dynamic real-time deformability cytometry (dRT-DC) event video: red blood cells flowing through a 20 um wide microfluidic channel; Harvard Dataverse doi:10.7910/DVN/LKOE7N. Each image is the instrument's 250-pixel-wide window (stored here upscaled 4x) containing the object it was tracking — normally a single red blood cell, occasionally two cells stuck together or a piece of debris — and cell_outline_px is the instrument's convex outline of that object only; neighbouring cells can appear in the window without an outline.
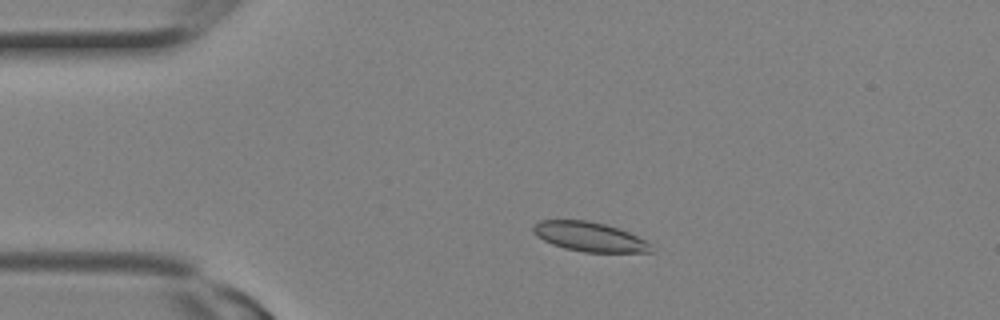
{"species": "Egyptian fruit bat (a non-hibernating species)", "species_latin": "Rousettus aegyptiacus", "temperature_condition": "room temperature", "stored_images_in_passage": 1, "camera_frame_rate_fps": 3000, "um_per_image_px": 0.085, "animal": {"sex": "female"}, "frame": {"image": 1, "passage_image": 1, "time_ms": 0.0, "image_size_px": [1000, 320], "cell_outline_px": [[656, 252], [584, 252], [564, 248], [552, 244], [536, 236], [532, 232], [532, 228], [540, 220], [588, 220], [604, 224], [628, 232], [644, 240]], "centroid_in_image_um": [50.07, 20.12], "position_along_channel_um": 34.9, "area_um2": 20.0}}